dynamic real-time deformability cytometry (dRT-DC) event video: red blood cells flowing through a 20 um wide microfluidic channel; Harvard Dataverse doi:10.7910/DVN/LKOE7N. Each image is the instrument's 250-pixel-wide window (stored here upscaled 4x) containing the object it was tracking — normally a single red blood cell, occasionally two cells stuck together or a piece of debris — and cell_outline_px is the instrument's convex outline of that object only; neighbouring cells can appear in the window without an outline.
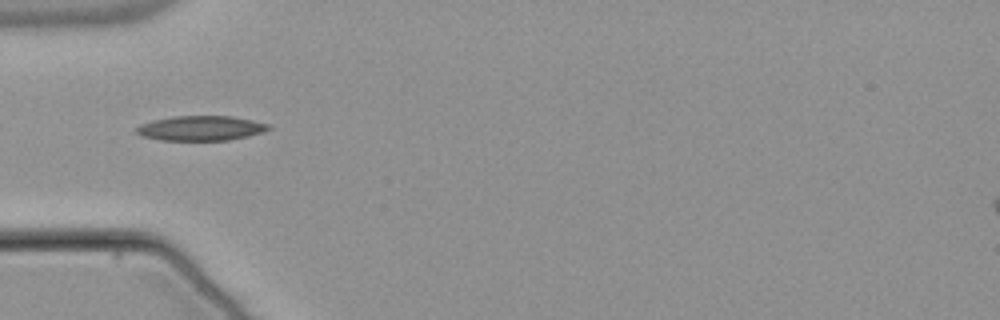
{"species": "common noctule bat (a hibernating species)", "species_latin": "Nyctalus noctula", "temperature_condition": "warm", "stored_images_in_passage": 38, "camera_frame_rate_fps": 3000, "um_per_image_px": 0.085, "animal": {"sex": "male", "body_mass_g": 21.5, "forearm_length_mm": 52.0}, "frame": {"image": 1, "passage_image": 2, "time_ms": 0.333, "image_size_px": [1000, 320], "cell_outline_px": [[272, 128], [248, 136], [228, 140], [160, 140], [140, 136], [136, 132], [136, 128], [140, 124], [152, 120], [172, 116], [232, 116], [272, 124]], "centroid_in_image_um": [17.06, 10.89], "position_along_channel_um": 67.9, "area_um2": 19.19}}
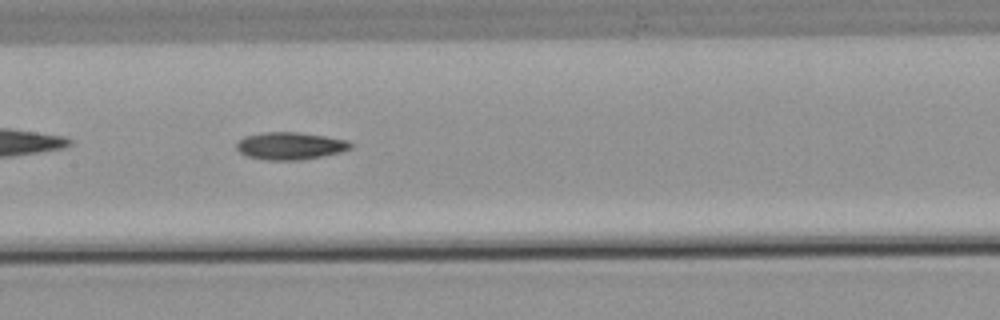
{"frame": {"image": 2, "passage_image": 11, "time_ms": 3.333, "image_size_px": [1000, 320], "cell_outline_px": [[352, 148], [340, 152], [300, 160], [264, 160], [248, 156], [240, 152], [236, 148], [236, 140], [244, 136], [264, 132], [296, 132], [324, 136], [348, 140], [352, 144]], "centroid_in_image_um": [24.62, 12.39], "position_along_channel_um": 182.8, "area_um2": 18.21}}
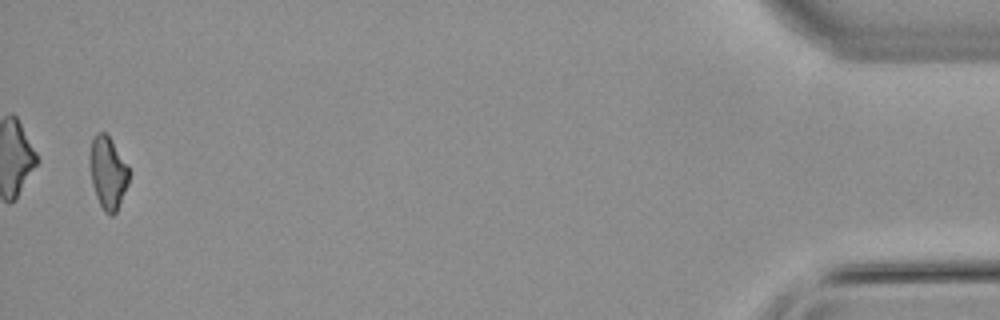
{"frame": {"image": 3, "passage_image": 37, "time_ms": 12.0, "image_size_px": [1000, 320], "cell_outline_px": [[128, 184], [116, 212], [112, 216], [104, 212], [96, 196], [92, 184], [88, 164], [88, 156], [92, 140], [96, 132], [104, 132], [108, 136], [128, 164]], "centroid_in_image_um": [9.14, 14.67], "position_along_channel_um": 426.1, "area_um2": 16.65}}